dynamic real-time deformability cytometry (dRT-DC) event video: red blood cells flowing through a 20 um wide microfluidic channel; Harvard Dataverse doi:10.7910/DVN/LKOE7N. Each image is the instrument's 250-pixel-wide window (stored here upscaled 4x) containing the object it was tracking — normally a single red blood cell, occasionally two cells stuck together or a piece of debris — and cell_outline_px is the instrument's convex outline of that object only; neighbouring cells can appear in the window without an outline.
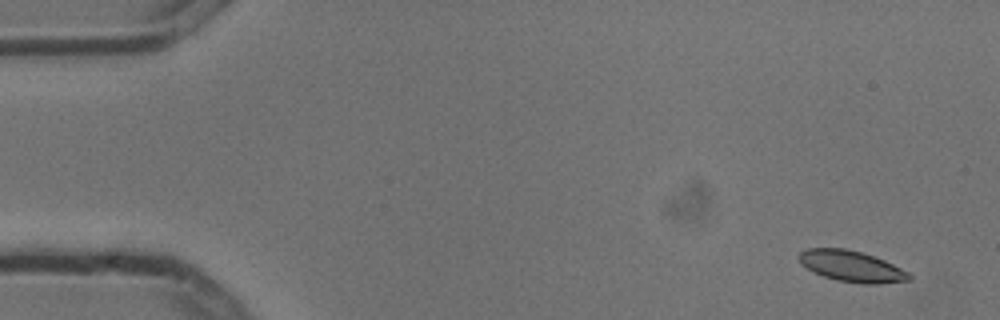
{"species": "common noctule bat (a hibernating species)", "species_latin": "Nyctalus noctula", "temperature_condition": "cold", "stored_images_in_passage": 6, "camera_frame_rate_fps": 3000, "um_per_image_px": 0.085, "animal": {"sex": "male", "body_mass_g": 13.3}, "frame": {"image": 1, "passage_image": 1, "time_ms": 0.0, "image_size_px": [1000, 320], "cell_outline_px": [[912, 280], [880, 284], [860, 284], [836, 280], [812, 272], [800, 264], [800, 252], [808, 248], [844, 248], [860, 252], [884, 260], [908, 272], [912, 276]], "centroid_in_image_um": [72.39, 22.65], "position_along_channel_um": 12.6, "area_um2": 19.94}}
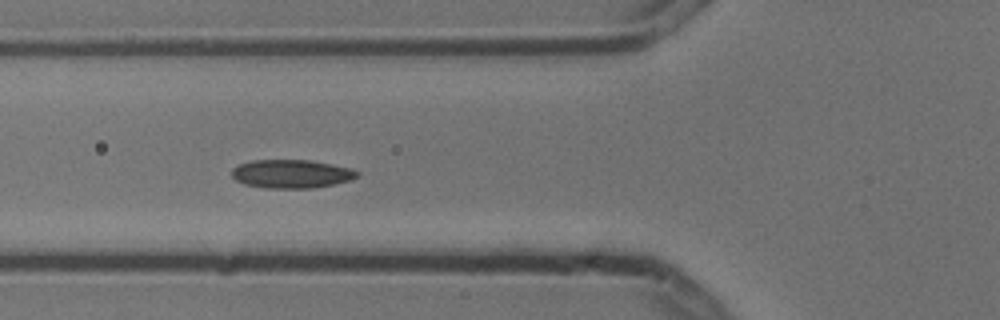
{"frame": {"image": 2, "passage_image": 6, "time_ms": 1.667, "image_size_px": [1000, 320], "cell_outline_px": [[360, 176], [352, 180], [312, 188], [264, 188], [244, 184], [236, 180], [232, 176], [232, 168], [240, 164], [252, 160], [308, 160], [332, 164], [352, 168], [360, 172]], "centroid_in_image_um": [24.8, 14.78], "position_along_channel_um": 101.0, "area_um2": 20.92}}